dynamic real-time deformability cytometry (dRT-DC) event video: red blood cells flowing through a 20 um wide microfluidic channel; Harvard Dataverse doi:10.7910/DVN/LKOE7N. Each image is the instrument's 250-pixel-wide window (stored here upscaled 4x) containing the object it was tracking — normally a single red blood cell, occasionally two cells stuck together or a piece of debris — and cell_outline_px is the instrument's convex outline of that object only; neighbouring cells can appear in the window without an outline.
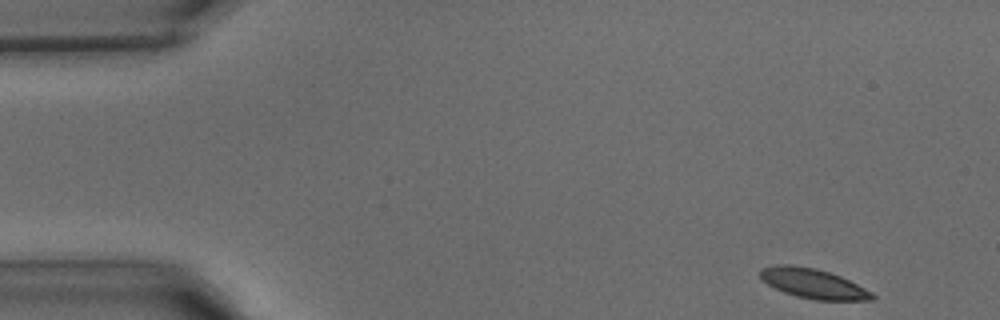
{"species": "common noctule bat (a hibernating species)", "species_latin": "Nyctalus noctula", "temperature_condition": "warm", "stored_images_in_passage": 7, "camera_frame_rate_fps": 3000, "um_per_image_px": 0.085, "animal": {"sex": "male", "body_mass_g": 15.6}, "frame": {"image": 1, "passage_image": 1, "time_ms": 0.0, "image_size_px": [1000, 320], "cell_outline_px": [[876, 296], [872, 300], [816, 300], [796, 296], [784, 292], [768, 284], [760, 276], [760, 268], [780, 264], [792, 264], [816, 268], [840, 276], [872, 292]], "centroid_in_image_um": [69.11, 24.09], "position_along_channel_um": 15.9, "area_um2": 19.25}}